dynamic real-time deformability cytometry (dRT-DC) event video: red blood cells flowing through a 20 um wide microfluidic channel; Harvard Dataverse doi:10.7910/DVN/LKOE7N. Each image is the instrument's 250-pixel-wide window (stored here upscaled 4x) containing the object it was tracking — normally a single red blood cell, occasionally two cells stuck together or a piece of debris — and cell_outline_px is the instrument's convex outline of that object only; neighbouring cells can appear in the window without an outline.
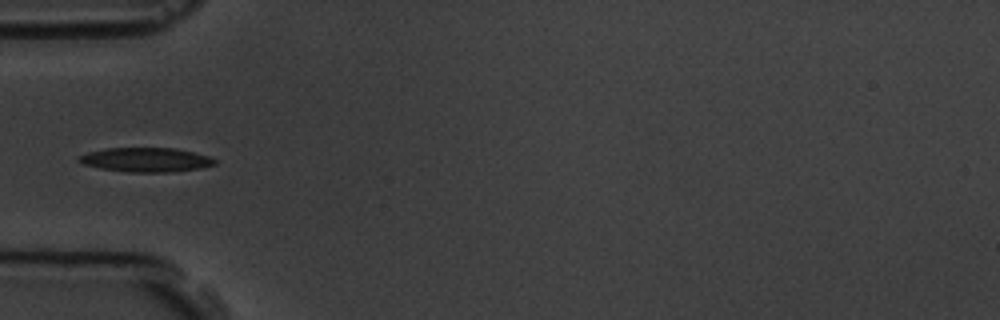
{"species": "common noctule bat (a hibernating species)", "species_latin": "Nyctalus noctula", "temperature_condition": "room temperature", "stored_images_in_passage": 6, "camera_frame_rate_fps": 3000, "um_per_image_px": 0.085, "animal": {"sex": "male", "body_mass_g": 19.5, "forearm_length_mm": 54.6}, "frame": {"image": 1, "passage_image": 6, "time_ms": 5.667, "image_size_px": [1000, 320], "cell_outline_px": [[216, 164], [200, 168], [168, 172], [128, 172], [100, 168], [84, 164], [76, 160], [76, 156], [88, 152], [104, 148], [176, 148], [208, 156], [216, 160]], "centroid_in_image_um": [12.36, 13.57], "position_along_channel_um": 72.6, "area_um2": 19.19}}